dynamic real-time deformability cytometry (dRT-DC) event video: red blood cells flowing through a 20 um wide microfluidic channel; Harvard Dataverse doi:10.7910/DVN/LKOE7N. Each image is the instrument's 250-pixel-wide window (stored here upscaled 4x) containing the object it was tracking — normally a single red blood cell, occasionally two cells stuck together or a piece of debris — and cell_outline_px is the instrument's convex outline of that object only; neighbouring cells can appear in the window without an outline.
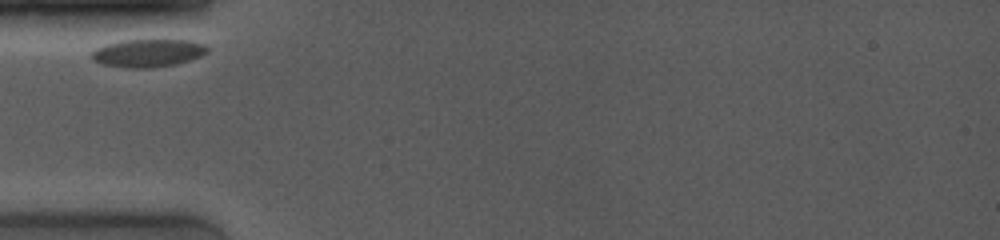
{"species": "common noctule bat (a hibernating species)", "species_latin": "Nyctalus noctula", "temperature_condition": "room temperature", "stored_images_in_passage": 58, "camera_frame_rate_fps": 4000, "um_per_image_px": 0.085, "animal": {"sex": "female", "body_mass_g": 19.0, "forearm_length_mm": 53.3}, "frame": {"image": 1, "passage_image": 1, "time_ms": 0.0, "image_size_px": [1000, 240], "cell_outline_px": [[212, 48], [208, 52], [200, 56], [176, 64], [152, 68], [124, 68], [100, 64], [92, 60], [92, 52], [96, 48], [104, 44], [124, 40], [188, 40], [208, 44]], "centroid_in_image_um": [12.59, 4.51], "position_along_channel_um": 72.4, "area_um2": 19.13}}
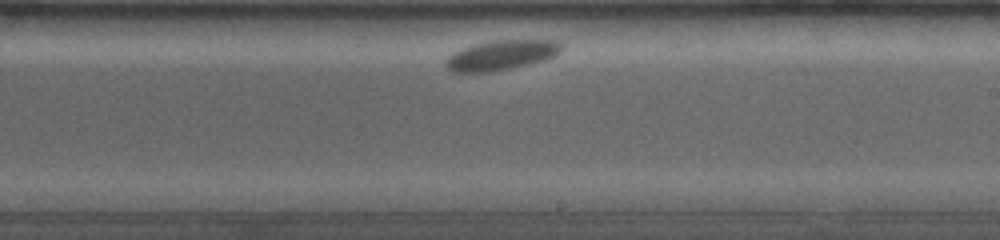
{"frame": {"image": 2, "passage_image": 31, "time_ms": 5.25, "image_size_px": [1000, 240], "cell_outline_px": [[564, 48], [556, 56], [544, 60], [512, 68], [488, 72], [452, 72], [444, 68], [444, 60], [452, 52], [476, 44], [492, 40], [556, 40], [564, 44]], "centroid_in_image_um": [42.61, 4.69], "position_along_channel_um": 246.4, "area_um2": 20.4}}
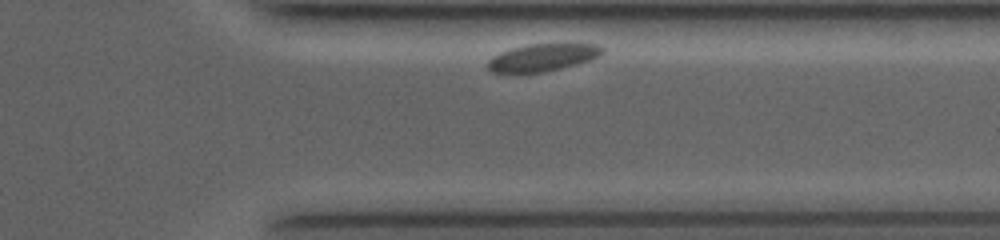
{"frame": {"image": 3, "passage_image": 53, "time_ms": 8.75, "image_size_px": [1000, 240], "cell_outline_px": [[604, 52], [600, 56], [576, 64], [544, 72], [492, 72], [488, 68], [488, 60], [492, 56], [500, 52], [512, 48], [528, 44], [596, 44], [604, 48]], "centroid_in_image_um": [46.12, 4.87], "position_along_channel_um": 365.3, "area_um2": 18.03}}